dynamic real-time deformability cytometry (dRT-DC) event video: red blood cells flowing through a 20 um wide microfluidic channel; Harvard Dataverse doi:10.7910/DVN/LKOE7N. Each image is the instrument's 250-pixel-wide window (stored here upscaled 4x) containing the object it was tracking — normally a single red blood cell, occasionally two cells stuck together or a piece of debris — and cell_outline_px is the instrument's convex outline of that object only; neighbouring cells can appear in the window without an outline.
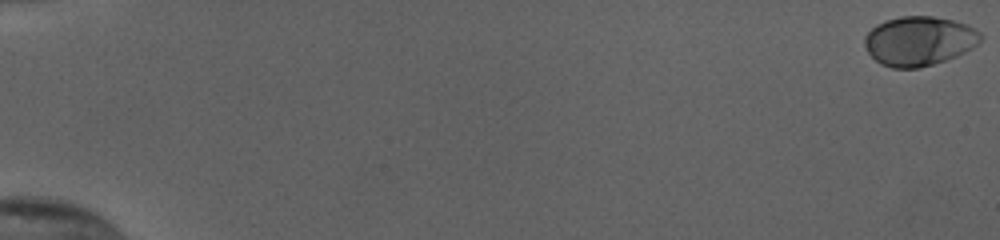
{"species": "human", "species_latin": "Homo sapiens", "temperature_condition": "cold", "stored_images_in_passage": 18, "camera_frame_rate_fps": 3000, "um_per_image_px": 0.085, "donor": {"sex": "female"}, "frame": {"image": 1, "passage_image": 1, "time_ms": 0.0, "image_size_px": [1000, 240], "cell_outline_px": [[980, 40], [972, 48], [956, 56], [920, 68], [892, 68], [880, 64], [868, 52], [864, 44], [864, 36], [876, 24], [884, 20], [900, 16], [932, 16], [952, 20], [968, 24], [980, 32]], "centroid_in_image_um": [78.09, 3.47], "position_along_channel_um": 6.9, "area_um2": 33.35}}
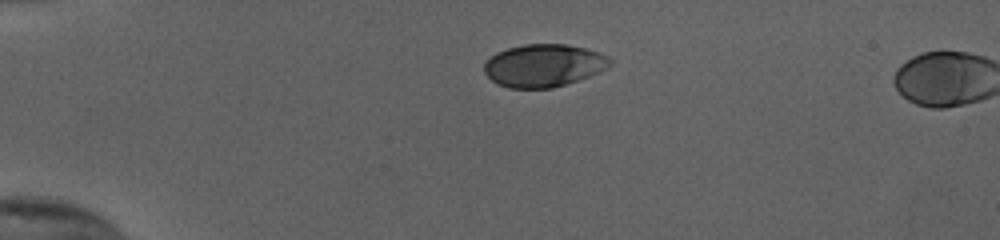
{"frame": {"image": 2, "passage_image": 15, "time_ms": 4.667, "image_size_px": [1000, 240], "cell_outline_px": [[612, 64], [588, 76], [552, 88], [508, 88], [496, 84], [484, 72], [484, 64], [496, 52], [508, 48], [524, 44], [568, 44], [584, 48], [608, 56], [612, 60]], "centroid_in_image_um": [46.17, 5.56], "position_along_channel_um": 38.8, "area_um2": 30.98}}